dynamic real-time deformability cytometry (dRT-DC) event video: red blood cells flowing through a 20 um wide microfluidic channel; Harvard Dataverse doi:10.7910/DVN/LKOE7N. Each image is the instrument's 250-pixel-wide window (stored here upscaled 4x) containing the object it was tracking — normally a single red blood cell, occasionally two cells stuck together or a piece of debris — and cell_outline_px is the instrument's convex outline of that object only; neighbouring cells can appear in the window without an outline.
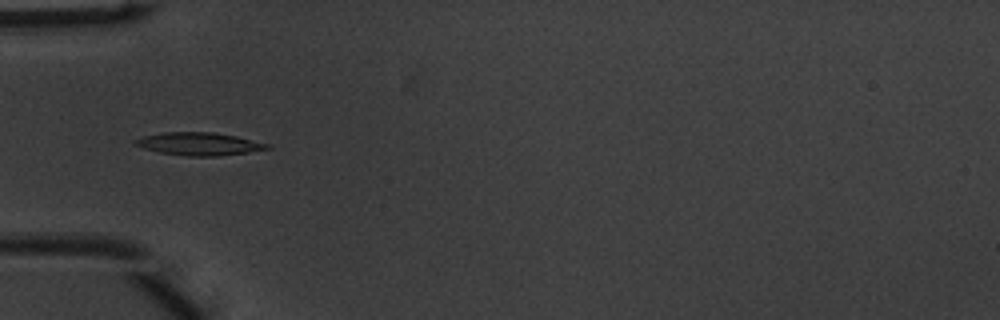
{"species": "common noctule bat (a hibernating species)", "species_latin": "Nyctalus noctula", "temperature_condition": "warm", "stored_images_in_passage": 34, "camera_frame_rate_fps": 3000, "um_per_image_px": 0.085, "animal": {"sex": "male", "body_mass_g": 20.1, "forearm_length_mm": 53.5}, "frame": {"image": 1, "passage_image": 3, "time_ms": 0.667, "image_size_px": [1000, 320], "cell_outline_px": [[272, 148], [248, 152], [220, 156], [188, 156], [160, 152], [144, 148], [132, 144], [132, 140], [144, 136], [164, 132], [212, 132], [236, 136], [272, 144]], "centroid_in_image_um": [16.94, 12.23], "position_along_channel_um": 68.1, "area_um2": 17.63}}
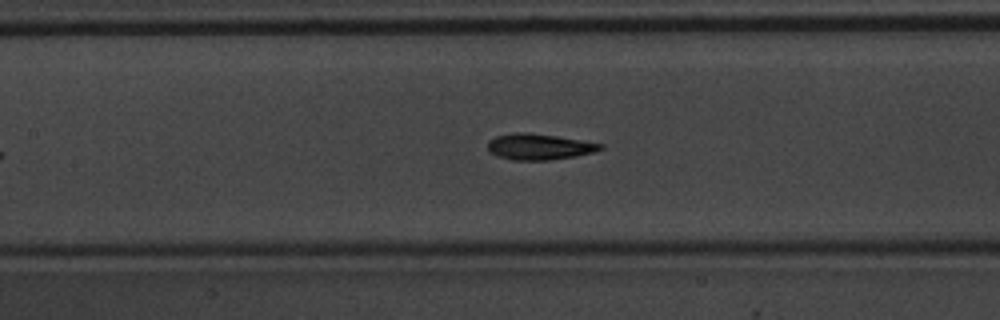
{"frame": {"image": 2, "passage_image": 10, "time_ms": 3.0, "image_size_px": [1000, 320], "cell_outline_px": [[604, 148], [592, 152], [576, 156], [548, 160], [512, 160], [488, 152], [488, 140], [496, 136], [516, 132], [528, 132], [556, 136], [604, 144]], "centroid_in_image_um": [45.81, 12.47], "position_along_channel_um": 161.6, "area_um2": 16.99}}
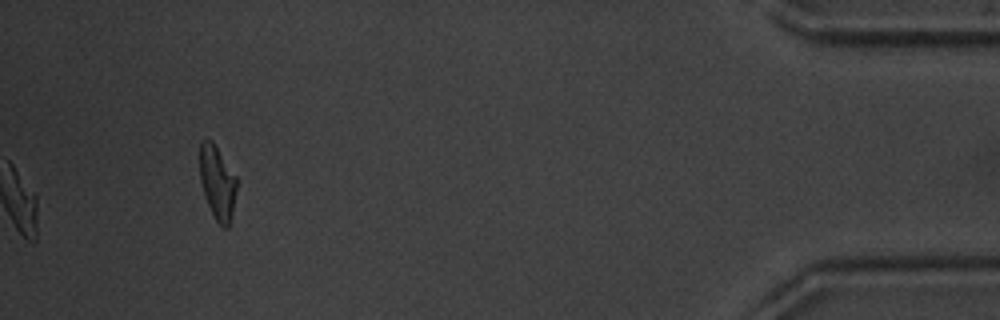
{"frame": {"image": 3, "passage_image": 34, "time_ms": 11.0, "image_size_px": [1000, 320], "cell_outline_px": [[236, 192], [228, 228], [224, 228], [216, 220], [208, 204], [200, 180], [200, 140], [212, 140], [236, 176]], "centroid_in_image_um": [18.47, 15.48], "position_along_channel_um": 416.7, "area_um2": 15.49}, "authors_computed_cell_mechanics": {"area_um2": 16.7909, "velocity_mm_per_s": 3.9898, "shape_relaxation_time_tau1_ms": 2.7448, "shape_relaxation_time_tau2_ms": 1.7543, "deformation_change_tau1": 0.1699, "deformation_change_tau2": 0.1021}}